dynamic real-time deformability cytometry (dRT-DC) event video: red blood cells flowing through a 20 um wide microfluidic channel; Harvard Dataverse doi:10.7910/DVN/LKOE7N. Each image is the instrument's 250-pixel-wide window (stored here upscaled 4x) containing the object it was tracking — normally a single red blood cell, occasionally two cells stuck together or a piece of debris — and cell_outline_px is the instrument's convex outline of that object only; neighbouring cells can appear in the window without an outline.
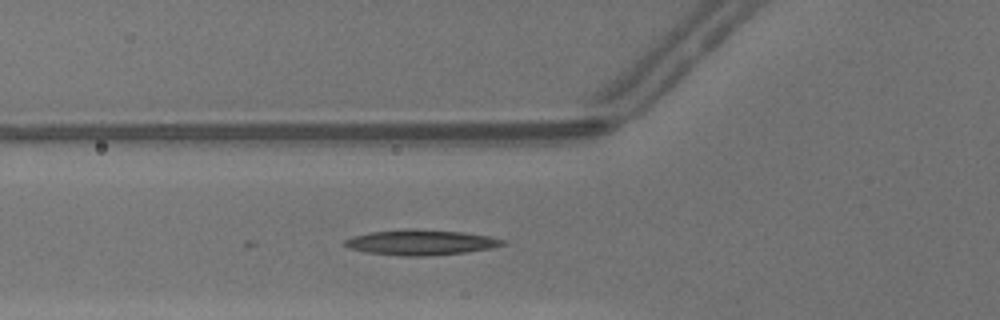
{"species": "common noctule bat (a hibernating species)", "species_latin": "Nyctalus noctula", "temperature_condition": "warm", "stored_images_in_passage": 41, "camera_frame_rate_fps": 3000, "um_per_image_px": 0.085, "animal": {"sex": "male", "body_mass_g": 13.3}, "frame": {"image": 1, "passage_image": 18, "time_ms": 5.667, "image_size_px": [1000, 320], "cell_outline_px": [[508, 244], [492, 248], [464, 252], [428, 256], [400, 256], [364, 252], [348, 248], [344, 244], [344, 240], [352, 236], [372, 232], [412, 228], [464, 232], [492, 236], [504, 240]], "centroid_in_image_um": [35.79, 20.6], "position_along_channel_um": 90.0, "area_um2": 23.52}}
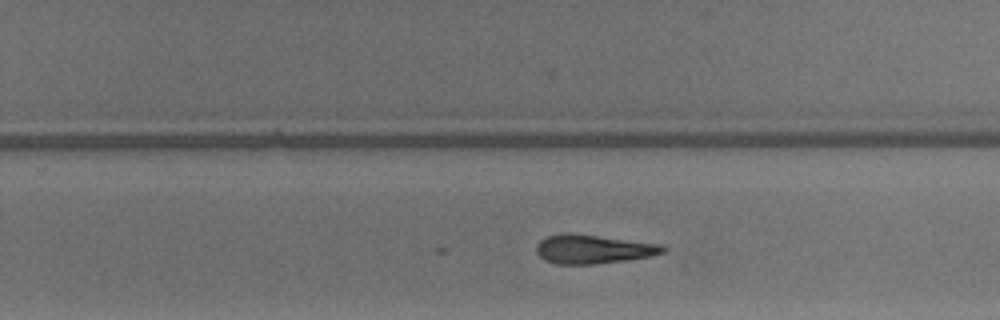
{"frame": {"image": 2, "passage_image": 31, "time_ms": 10.0, "image_size_px": [1000, 320], "cell_outline_px": [[668, 248], [664, 252], [652, 256], [624, 260], [592, 264], [556, 264], [544, 260], [536, 252], [536, 244], [540, 240], [548, 236], [564, 232], [568, 232], [664, 244]], "centroid_in_image_um": [50.43, 21.16], "position_along_channel_um": 279.4, "area_um2": 21.5}}
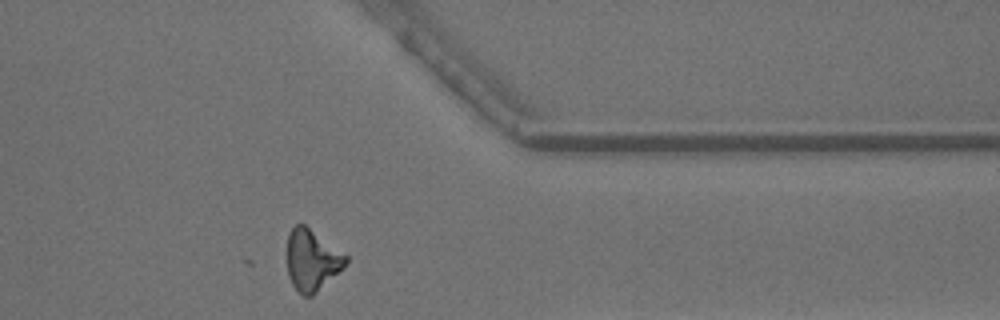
{"frame": {"image": 3, "passage_image": 39, "time_ms": 12.667, "image_size_px": [1000, 320], "cell_outline_px": [[348, 264], [344, 268], [312, 296], [304, 296], [292, 284], [288, 276], [288, 232], [296, 224], [304, 224], [348, 256]], "centroid_in_image_um": [26.54, 22.11], "position_along_channel_um": 384.9, "area_um2": 20.81}}